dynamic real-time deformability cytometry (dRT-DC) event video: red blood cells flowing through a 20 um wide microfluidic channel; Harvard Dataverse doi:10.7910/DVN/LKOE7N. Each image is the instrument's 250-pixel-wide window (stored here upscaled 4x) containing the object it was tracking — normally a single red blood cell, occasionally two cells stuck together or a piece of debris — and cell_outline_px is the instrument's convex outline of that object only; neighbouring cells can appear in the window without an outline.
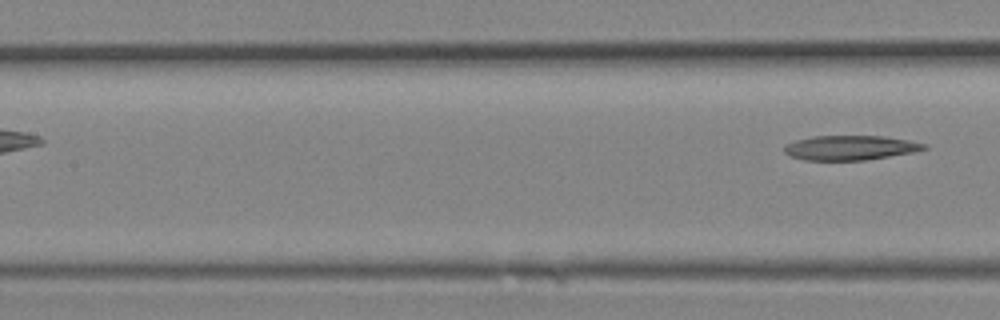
{"species": "Egyptian fruit bat (a non-hibernating species)", "species_latin": "Rousettus aegyptiacus", "temperature_condition": "room temperature", "stored_images_in_passage": 7, "segment_of_instrument_passage": [2, 2], "camera_frame_rate_fps": 3000, "um_per_image_px": 0.085, "animal": {"sex": "female"}, "frame": {"image": 1, "passage_image": 7, "time_ms": 2.0, "image_size_px": [1000, 320], "cell_outline_px": [[928, 148], [912, 152], [868, 160], [804, 160], [788, 156], [784, 152], [784, 144], [796, 140], [812, 136], [884, 136], [908, 140], [928, 144]], "centroid_in_image_um": [72.24, 12.56], "position_along_channel_um": 135.2, "area_um2": 20.17}}